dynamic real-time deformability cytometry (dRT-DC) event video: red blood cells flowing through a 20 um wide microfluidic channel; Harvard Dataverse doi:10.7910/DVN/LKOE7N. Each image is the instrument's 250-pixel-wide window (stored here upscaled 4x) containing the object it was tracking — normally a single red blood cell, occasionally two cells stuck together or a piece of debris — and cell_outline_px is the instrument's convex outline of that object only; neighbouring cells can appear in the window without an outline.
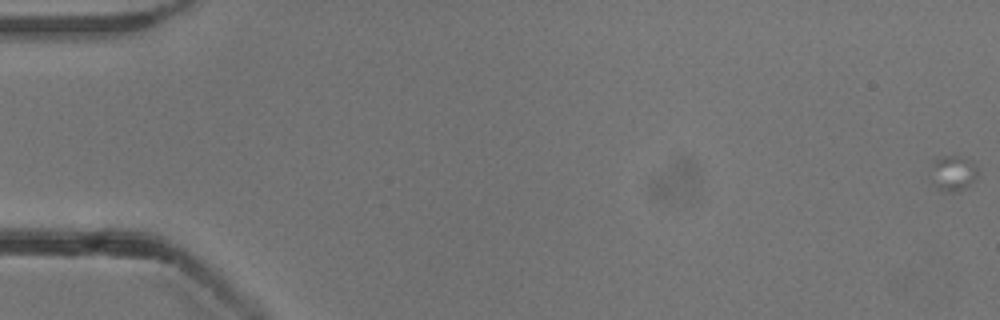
{"species": "common noctule bat (a hibernating species)", "species_latin": "Nyctalus noctula", "temperature_condition": "cold", "stored_images_in_passage": 19, "camera_frame_rate_fps": 3000, "um_per_image_px": 0.085, "animal": {"sex": "male", "body_mass_g": 13.3}, "frame": {"image": 1, "passage_image": 1, "time_ms": 0.0, "image_size_px": [1000, 320], "cell_outline_px": [[980, 172], [976, 180], [964, 188], [956, 192], [944, 192], [936, 188], [932, 184], [932, 160], [940, 156], [956, 156], [972, 160]], "centroid_in_image_um": [81.03, 14.73], "position_along_channel_um": 4.0, "area_um2": 10.0}}